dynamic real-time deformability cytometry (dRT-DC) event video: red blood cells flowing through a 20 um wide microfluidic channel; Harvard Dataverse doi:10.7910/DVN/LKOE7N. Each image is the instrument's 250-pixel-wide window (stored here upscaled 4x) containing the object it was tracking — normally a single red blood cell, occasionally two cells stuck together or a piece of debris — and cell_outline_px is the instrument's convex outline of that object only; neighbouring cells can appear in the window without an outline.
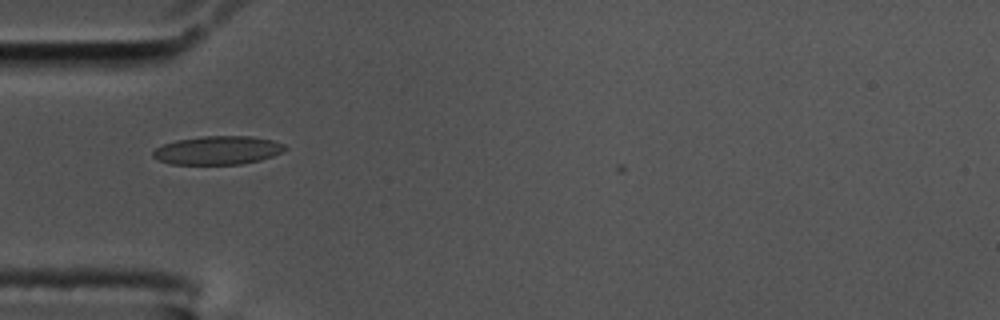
{"species": "common noctule bat (a hibernating species)", "species_latin": "Nyctalus noctula", "temperature_condition": "cold", "stored_images_in_passage": 16, "camera_frame_rate_fps": 3000, "um_per_image_px": 0.085, "animal": {"sex": "male", "body_mass_g": 17.5, "forearm_length_mm": 52.3}, "frame": {"image": 1, "passage_image": 3, "time_ms": 0.667, "image_size_px": [1000, 320], "cell_outline_px": [[288, 148], [272, 156], [260, 160], [240, 164], [168, 164], [152, 156], [152, 152], [156, 148], [164, 144], [176, 140], [200, 136], [252, 136], [272, 140], [284, 144]], "centroid_in_image_um": [18.5, 12.77], "position_along_channel_um": 66.5, "area_um2": 21.91}}
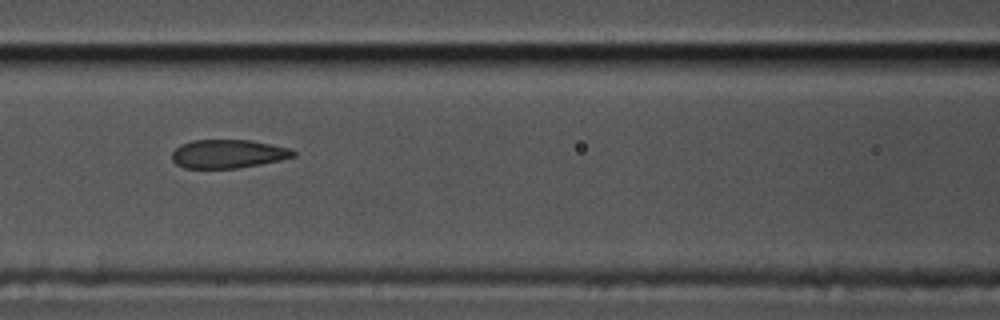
{"frame": {"image": 2, "passage_image": 10, "time_ms": 3.0, "image_size_px": [1000, 320], "cell_outline_px": [[296, 156], [280, 160], [260, 164], [236, 168], [184, 168], [176, 164], [172, 160], [172, 152], [180, 144], [192, 140], [252, 140], [292, 148], [296, 152]], "centroid_in_image_um": [19.4, 13.07], "position_along_channel_um": 147.2, "area_um2": 20.35}}
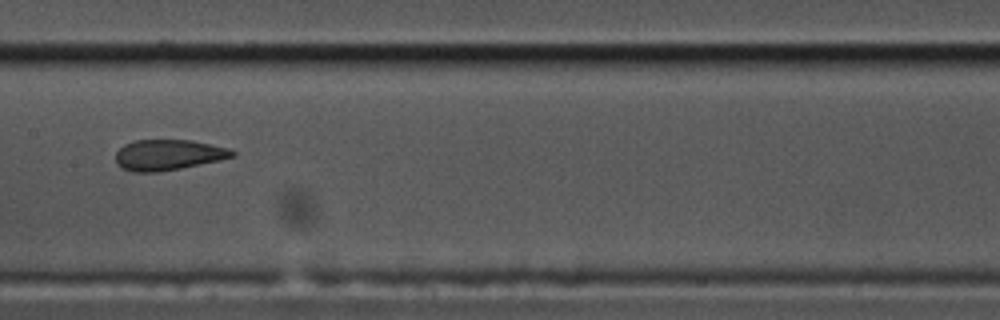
{"frame": {"image": 3, "passage_image": 14, "time_ms": 4.333, "image_size_px": [1000, 320], "cell_outline_px": [[236, 156], [220, 160], [180, 168], [156, 172], [132, 172], [116, 164], [116, 152], [124, 144], [136, 140], [192, 140], [228, 148], [236, 152]], "centroid_in_image_um": [14.3, 13.16], "position_along_channel_um": 193.1, "area_um2": 20.75}}